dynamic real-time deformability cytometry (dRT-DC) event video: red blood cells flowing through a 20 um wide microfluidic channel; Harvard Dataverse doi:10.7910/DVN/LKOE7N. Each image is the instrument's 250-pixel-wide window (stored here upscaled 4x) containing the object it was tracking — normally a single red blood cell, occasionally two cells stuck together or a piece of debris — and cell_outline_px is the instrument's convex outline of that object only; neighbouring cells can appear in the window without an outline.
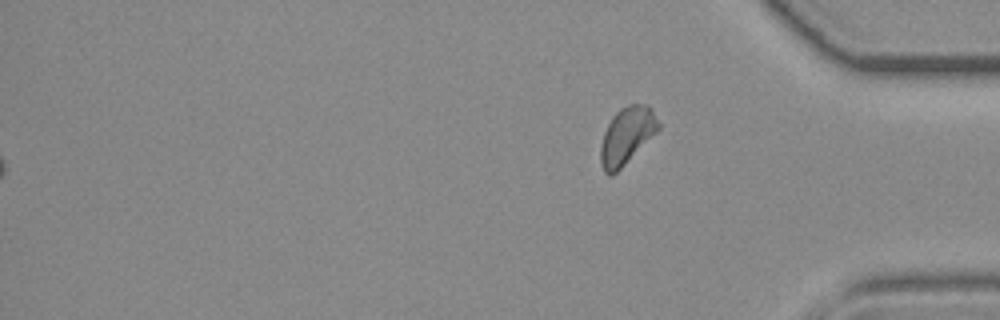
{"species": "common noctule bat (a hibernating species)", "species_latin": "Nyctalus noctula", "temperature_condition": "room temperature", "stored_images_in_passage": 38, "camera_frame_rate_fps": 3000, "um_per_image_px": 0.085, "animal": {"sex": "female", "body_mass_g": 19.3, "forearm_length_mm": 54.1}, "frame": {"image": 1, "passage_image": 38, "time_ms": 12.333, "image_size_px": [1000, 320], "cell_outline_px": [[660, 128], [612, 176], [608, 176], [604, 172], [600, 160], [600, 148], [604, 132], [612, 116], [620, 108], [628, 104], [648, 104], [652, 108], [660, 124]], "centroid_in_image_um": [53.26, 11.5], "position_along_channel_um": 381.9, "area_um2": 19.02}}